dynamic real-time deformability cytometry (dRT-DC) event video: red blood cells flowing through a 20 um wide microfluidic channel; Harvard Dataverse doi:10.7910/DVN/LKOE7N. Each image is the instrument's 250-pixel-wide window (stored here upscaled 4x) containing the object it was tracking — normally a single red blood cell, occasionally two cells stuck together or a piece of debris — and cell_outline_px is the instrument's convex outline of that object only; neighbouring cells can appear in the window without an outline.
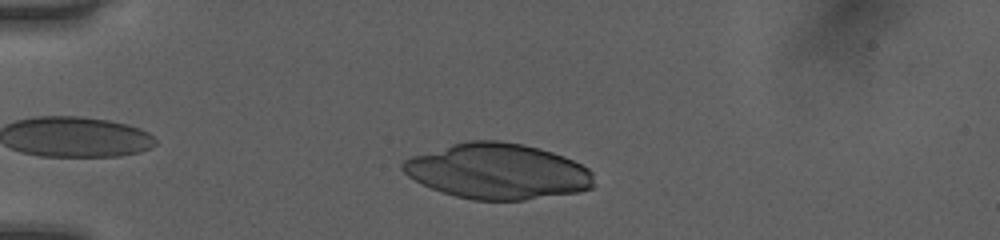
{"species": "human", "species_latin": "Homo sapiens", "temperature_condition": "room temperature", "stored_images_in_passage": 34, "camera_frame_rate_fps": 3000, "um_per_image_px": 0.085, "donor": {"sex": "female"}, "frame": {"image": 1, "passage_image": 1, "time_ms": 0.0, "image_size_px": [1000, 240], "cell_outline_px": [[596, 184], [592, 188], [580, 192], [524, 200], [472, 200], [456, 196], [432, 188], [408, 176], [400, 168], [400, 164], [404, 160], [412, 156], [452, 144], [468, 140], [496, 140], [524, 144], [552, 152], [564, 156], [588, 168], [592, 172]], "centroid_in_image_um": [42.33, 14.56], "position_along_channel_um": 42.7, "area_um2": 61.9}}